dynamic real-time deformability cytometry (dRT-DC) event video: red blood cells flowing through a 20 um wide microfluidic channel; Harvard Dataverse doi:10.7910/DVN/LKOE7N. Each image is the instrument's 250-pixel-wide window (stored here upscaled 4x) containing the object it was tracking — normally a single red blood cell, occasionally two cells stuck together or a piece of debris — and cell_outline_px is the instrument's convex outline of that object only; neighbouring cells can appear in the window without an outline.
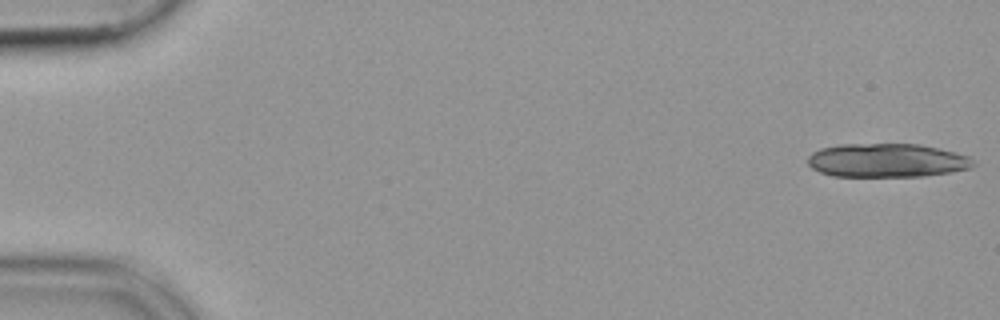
{"species": "common noctule bat (a hibernating species)", "species_latin": "Nyctalus noctula", "temperature_condition": "cold", "stored_images_in_passage": 40, "camera_frame_rate_fps": 3000, "um_per_image_px": 0.085, "animal": {"sex": "female", "body_mass_g": 19.9}, "frame": {"image": 1, "passage_image": 1, "time_ms": 0.0, "image_size_px": [1000, 320], "cell_outline_px": [[976, 164], [972, 168], [924, 176], [832, 176], [820, 172], [812, 168], [808, 164], [808, 156], [812, 152], [820, 148], [840, 144], [920, 144], [940, 148], [956, 152], [968, 156]], "centroid_in_image_um": [75.38, 13.63], "position_along_channel_um": 9.6, "area_um2": 32.66}}
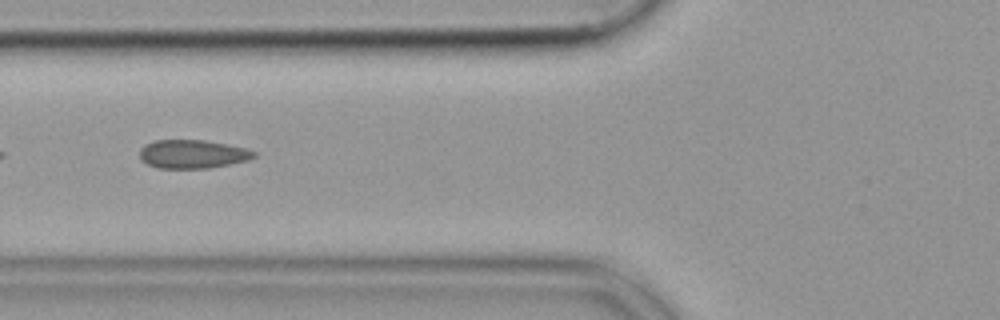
{"frame": {"image": 2, "passage_image": 21, "time_ms": 6.667, "image_size_px": [1000, 320], "cell_outline_px": [[256, 156], [248, 160], [208, 168], [156, 168], [140, 160], [140, 148], [144, 144], [156, 140], [204, 140], [244, 148], [256, 152]], "centroid_in_image_um": [16.32, 13.1], "position_along_channel_um": 109.5, "area_um2": 18.9}}